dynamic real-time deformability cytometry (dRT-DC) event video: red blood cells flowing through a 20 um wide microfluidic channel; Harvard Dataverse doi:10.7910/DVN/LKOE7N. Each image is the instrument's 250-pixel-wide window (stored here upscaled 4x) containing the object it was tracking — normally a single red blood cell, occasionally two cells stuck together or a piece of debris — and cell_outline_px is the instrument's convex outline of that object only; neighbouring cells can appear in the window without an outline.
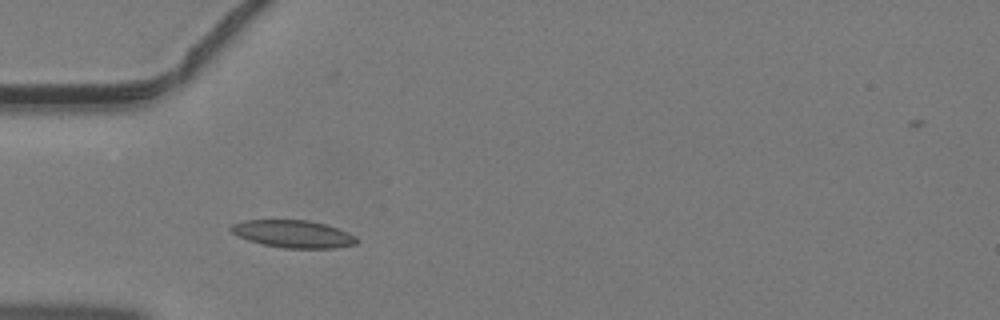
{"species": "common noctule bat (a hibernating species)", "species_latin": "Nyctalus noctula", "temperature_condition": "warm", "stored_images_in_passage": 30, "camera_frame_rate_fps": 3000, "um_per_image_px": 0.085, "animal": {"sex": "male", "body_mass_g": 19.2, "forearm_length_mm": 51.8}, "frame": {"image": 1, "passage_image": 1, "time_ms": 0.0, "image_size_px": [1000, 320], "cell_outline_px": [[360, 240], [356, 244], [332, 248], [284, 248], [264, 244], [248, 240], [236, 236], [228, 228], [232, 224], [244, 220], [308, 220], [324, 224], [348, 232], [356, 236]], "centroid_in_image_um": [24.91, 19.88], "position_along_channel_um": 60.1, "area_um2": 20.11}}
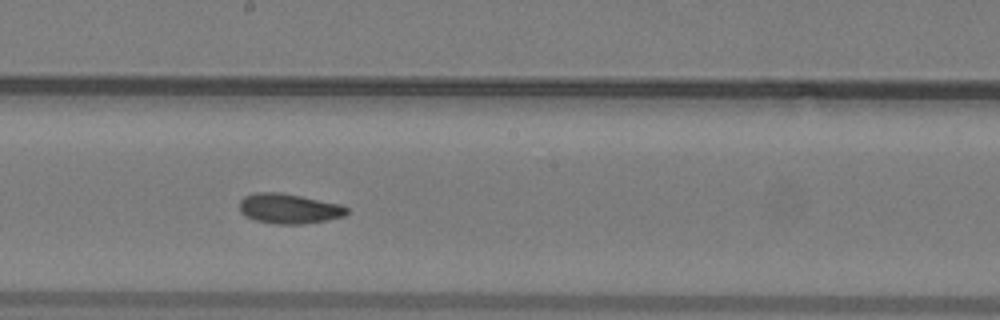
{"frame": {"image": 2, "passage_image": 12, "time_ms": 3.667, "image_size_px": [1000, 320], "cell_outline_px": [[348, 212], [344, 216], [328, 220], [304, 224], [276, 224], [256, 220], [244, 216], [240, 212], [240, 200], [244, 196], [256, 192], [280, 192], [340, 204], [348, 208]], "centroid_in_image_um": [24.55, 17.73], "position_along_channel_um": 223.7, "area_um2": 18.79}}
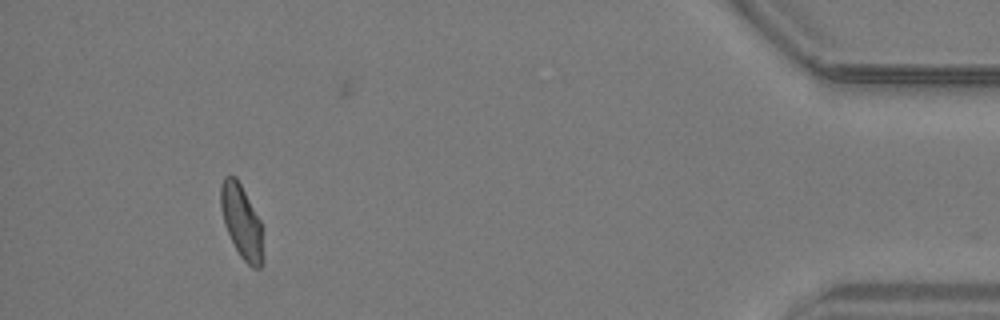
{"frame": {"image": 3, "passage_image": 29, "time_ms": 9.333, "image_size_px": [1000, 320], "cell_outline_px": [[264, 264], [260, 268], [252, 268], [240, 256], [224, 224], [220, 204], [220, 184], [224, 176], [228, 172], [236, 176], [260, 220], [264, 228]], "centroid_in_image_um": [20.57, 18.85], "position_along_channel_um": 414.6, "area_um2": 18.73}}